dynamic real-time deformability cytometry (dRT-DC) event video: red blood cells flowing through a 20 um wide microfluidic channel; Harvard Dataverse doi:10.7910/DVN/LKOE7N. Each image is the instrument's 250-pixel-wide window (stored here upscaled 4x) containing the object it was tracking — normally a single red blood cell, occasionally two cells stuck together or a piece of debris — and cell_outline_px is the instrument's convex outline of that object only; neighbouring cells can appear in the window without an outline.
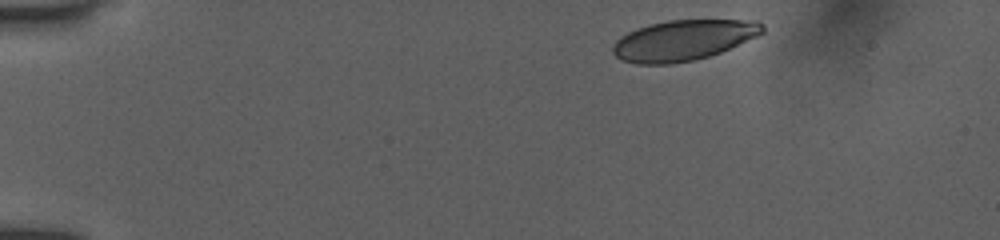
{"species": "human", "species_latin": "Homo sapiens", "temperature_condition": "room temperature", "stored_images_in_passage": 15, "camera_frame_rate_fps": 3000, "um_per_image_px": 0.085, "donor": {"sex": "female"}, "frame": {"image": 1, "passage_image": 1, "time_ms": 0.0, "image_size_px": [1000, 240], "cell_outline_px": [[764, 32], [756, 36], [720, 52], [708, 56], [692, 60], [672, 64], [636, 64], [620, 60], [612, 52], [612, 44], [620, 36], [636, 28], [668, 20], [756, 20], [764, 24]], "centroid_in_image_um": [58.04, 3.42], "position_along_channel_um": 27.0, "area_um2": 35.26}}
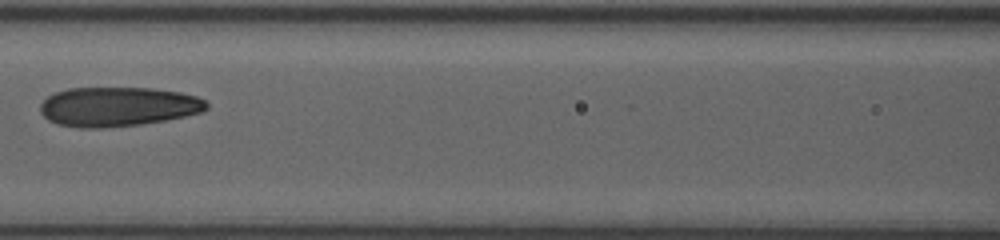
{"frame": {"image": 2, "passage_image": 11, "time_ms": 5.667, "image_size_px": [1000, 240], "cell_outline_px": [[208, 108], [204, 112], [164, 120], [140, 124], [104, 128], [80, 128], [56, 124], [48, 120], [40, 112], [40, 104], [48, 96], [56, 92], [68, 88], [152, 88], [180, 92], [196, 96], [204, 100], [208, 104]], "centroid_in_image_um": [10.01, 9.07], "position_along_channel_um": 156.6, "area_um2": 38.32}}
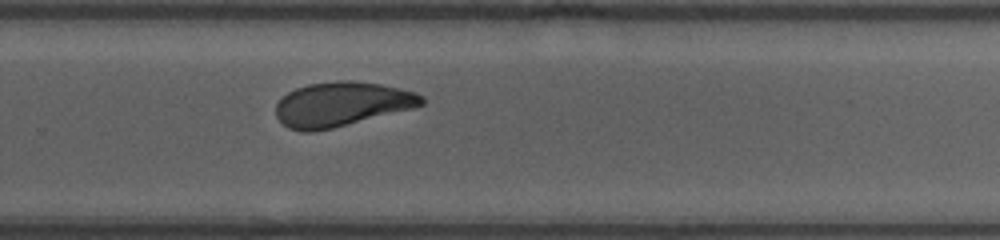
{"frame": {"image": 3, "passage_image": 15, "time_ms": 9.333, "image_size_px": [1000, 240], "cell_outline_px": [[424, 104], [416, 108], [332, 128], [312, 132], [300, 132], [288, 128], [276, 116], [276, 104], [288, 92], [296, 88], [308, 84], [336, 80], [348, 80], [380, 84], [400, 88], [416, 92], [424, 96]], "centroid_in_image_um": [29.06, 8.86], "position_along_channel_um": 300.7, "area_um2": 37.92}}